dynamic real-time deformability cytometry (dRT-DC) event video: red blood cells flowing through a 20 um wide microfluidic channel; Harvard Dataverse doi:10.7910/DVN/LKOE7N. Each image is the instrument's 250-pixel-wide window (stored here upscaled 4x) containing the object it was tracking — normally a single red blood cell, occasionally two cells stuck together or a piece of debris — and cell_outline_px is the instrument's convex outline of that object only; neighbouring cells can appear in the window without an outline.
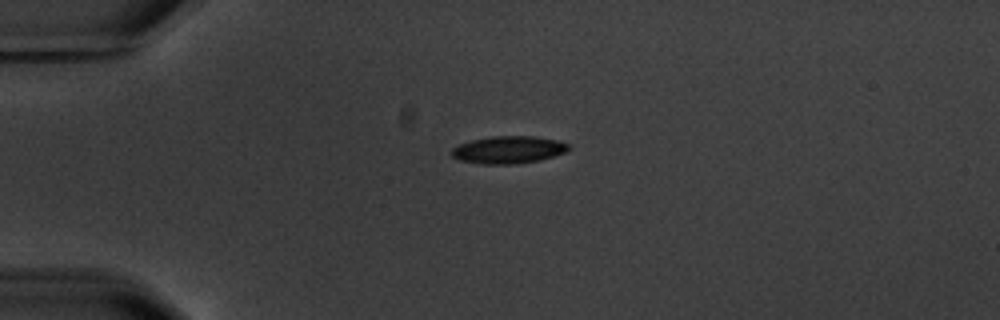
{"species": "common noctule bat (a hibernating species)", "species_latin": "Nyctalus noctula", "temperature_condition": "warm", "stored_images_in_passage": 3, "camera_frame_rate_fps": 3000, "um_per_image_px": 0.085, "animal": {"sex": "male", "body_mass_g": 20.1, "forearm_length_mm": 53.5}, "frame": {"image": 1, "passage_image": 1, "time_ms": 0.0, "image_size_px": [1000, 320], "cell_outline_px": [[572, 148], [564, 152], [540, 160], [516, 164], [480, 164], [460, 160], [452, 156], [452, 148], [460, 144], [472, 140], [492, 136], [532, 136], [560, 140], [572, 144]], "centroid_in_image_um": [43.27, 12.72], "position_along_channel_um": 41.7, "area_um2": 18.79}}
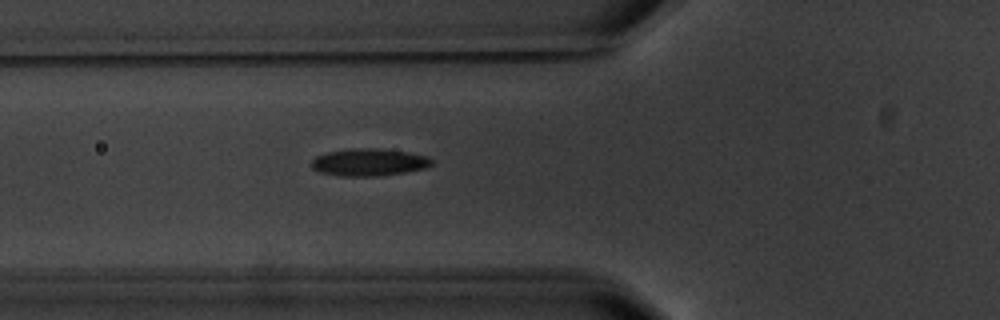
{"frame": {"image": 2, "passage_image": 3, "time_ms": 2.333, "image_size_px": [1000, 320], "cell_outline_px": [[432, 164], [424, 168], [404, 172], [376, 176], [340, 176], [320, 172], [312, 168], [312, 160], [316, 156], [328, 152], [352, 148], [376, 148], [408, 152], [428, 156], [432, 160]], "centroid_in_image_um": [31.35, 13.78], "position_along_channel_um": 94.4, "area_um2": 19.02}}